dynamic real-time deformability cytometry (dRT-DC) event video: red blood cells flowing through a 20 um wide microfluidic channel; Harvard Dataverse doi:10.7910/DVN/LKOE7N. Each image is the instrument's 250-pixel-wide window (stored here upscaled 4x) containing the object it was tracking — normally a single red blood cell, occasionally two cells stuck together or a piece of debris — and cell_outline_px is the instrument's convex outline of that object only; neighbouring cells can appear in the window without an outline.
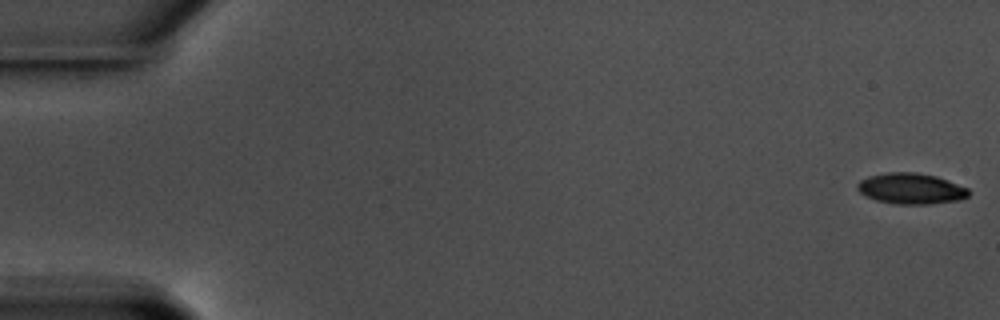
{"species": "common noctule bat (a hibernating species)", "species_latin": "Nyctalus noctula", "temperature_condition": "warm", "stored_images_in_passage": 58, "camera_frame_rate_fps": 3000, "um_per_image_px": 0.085, "animal": {"sex": "male", "body_mass_g": 17.5, "forearm_length_mm": 52.3}, "frame": {"image": 1, "passage_image": 1, "time_ms": 0.0, "image_size_px": [1000, 320], "cell_outline_px": [[972, 192], [968, 196], [960, 200], [928, 204], [896, 204], [876, 200], [864, 196], [856, 188], [856, 184], [860, 180], [868, 176], [888, 172], [916, 172], [936, 176], [948, 180], [968, 188]], "centroid_in_image_um": [77.43, 16.03], "position_along_channel_um": 7.6, "area_um2": 20.23}}
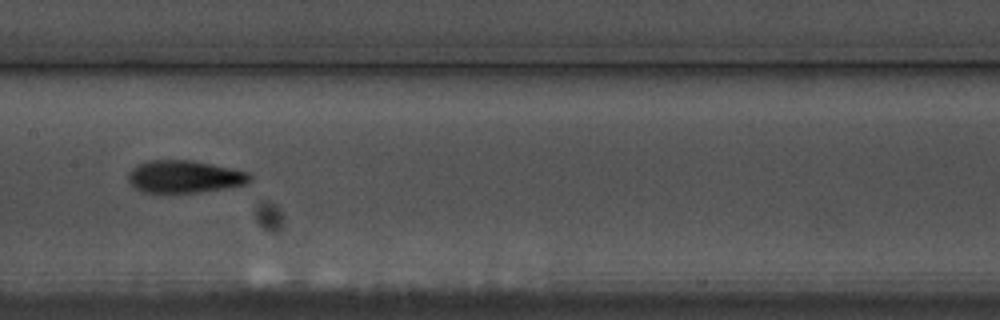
{"frame": {"image": 2, "passage_image": 30, "time_ms": 9.667, "image_size_px": [1000, 320], "cell_outline_px": [[252, 180], [248, 184], [228, 188], [200, 192], [144, 192], [136, 188], [128, 180], [128, 172], [136, 164], [148, 160], [192, 160], [212, 164], [248, 172], [252, 176]], "centroid_in_image_um": [15.71, 15.01], "position_along_channel_um": 191.7, "area_um2": 23.12}}
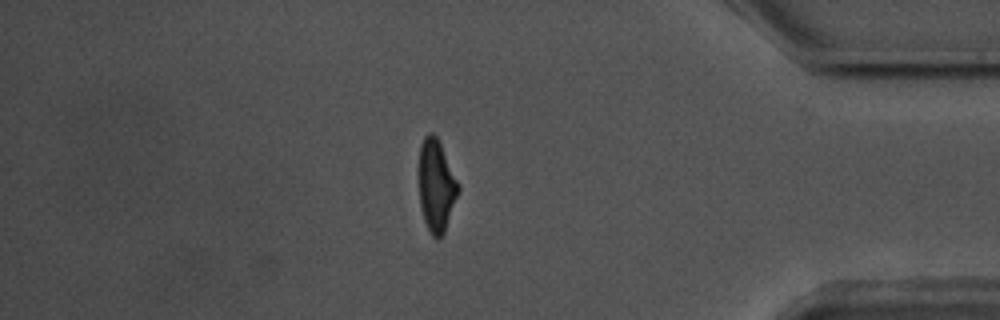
{"frame": {"image": 3, "passage_image": 50, "time_ms": 16.333, "image_size_px": [1000, 320], "cell_outline_px": [[460, 188], [444, 232], [436, 240], [432, 236], [424, 220], [420, 204], [420, 144], [424, 136], [428, 132], [432, 132], [436, 136], [460, 184]], "centroid_in_image_um": [37.09, 15.77], "position_along_channel_um": 398.1, "area_um2": 20.75}}